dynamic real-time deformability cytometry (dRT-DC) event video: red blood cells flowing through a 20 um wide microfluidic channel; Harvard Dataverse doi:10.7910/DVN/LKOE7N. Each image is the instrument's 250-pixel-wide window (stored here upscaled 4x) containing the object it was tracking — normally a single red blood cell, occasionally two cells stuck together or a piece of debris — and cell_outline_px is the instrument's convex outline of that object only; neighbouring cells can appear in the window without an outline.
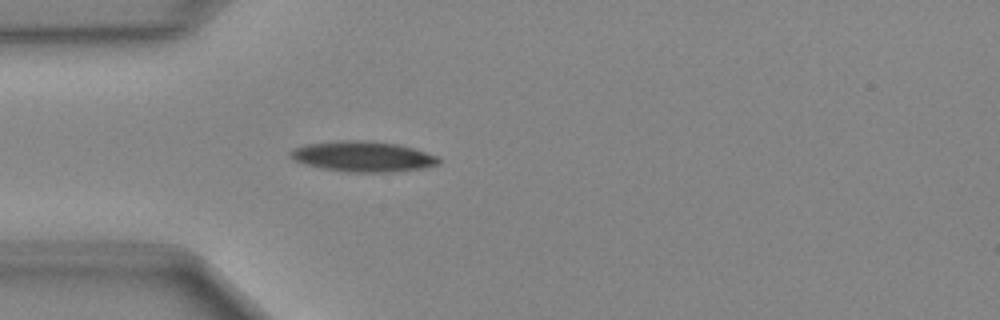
{"species": "Egyptian fruit bat (a non-hibernating species)", "species_latin": "Rousettus aegyptiacus", "temperature_condition": "cold", "stored_images_in_passage": 36, "camera_frame_rate_fps": 3000, "um_per_image_px": 0.085, "animal": {"sex": "female"}, "frame": {"image": 1, "passage_image": 1, "time_ms": 0.0, "image_size_px": [1000, 320], "cell_outline_px": [[440, 164], [420, 168], [396, 172], [348, 172], [320, 168], [304, 164], [292, 160], [288, 156], [288, 152], [304, 144], [340, 140], [372, 140], [396, 144], [412, 148], [436, 156], [440, 160]], "centroid_in_image_um": [30.78, 13.3], "position_along_channel_um": 54.2, "area_um2": 26.47}}
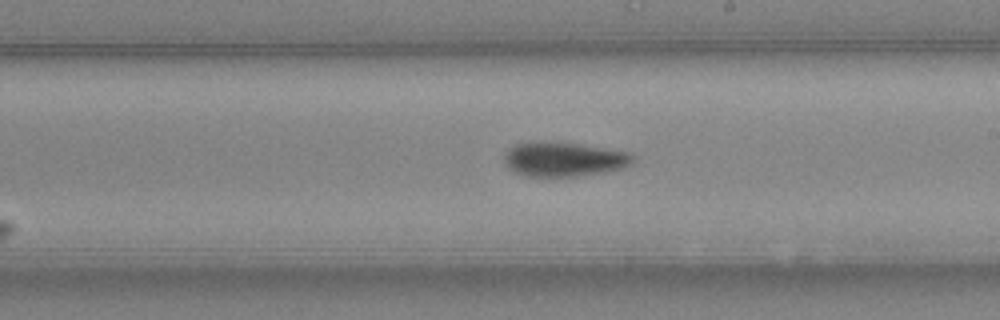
{"frame": {"image": 2, "passage_image": 15, "time_ms": 4.667, "image_size_px": [1000, 320], "cell_outline_px": [[632, 164], [624, 168], [604, 172], [580, 176], [524, 176], [508, 168], [504, 164], [504, 156], [508, 148], [516, 144], [532, 140], [580, 144], [628, 152], [632, 156]], "centroid_in_image_um": [47.88, 13.53], "position_along_channel_um": 241.1, "area_um2": 25.95}}
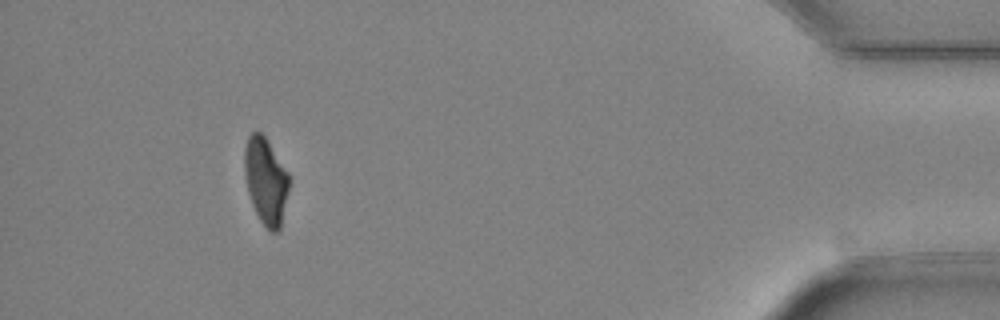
{"frame": {"image": 3, "passage_image": 32, "time_ms": 10.333, "image_size_px": [1000, 320], "cell_outline_px": [[288, 192], [280, 228], [276, 232], [272, 232], [260, 220], [252, 204], [248, 192], [244, 176], [244, 148], [248, 136], [252, 132], [260, 132], [264, 136], [288, 172]], "centroid_in_image_um": [22.57, 15.36], "position_along_channel_um": 412.6, "area_um2": 22.2}}